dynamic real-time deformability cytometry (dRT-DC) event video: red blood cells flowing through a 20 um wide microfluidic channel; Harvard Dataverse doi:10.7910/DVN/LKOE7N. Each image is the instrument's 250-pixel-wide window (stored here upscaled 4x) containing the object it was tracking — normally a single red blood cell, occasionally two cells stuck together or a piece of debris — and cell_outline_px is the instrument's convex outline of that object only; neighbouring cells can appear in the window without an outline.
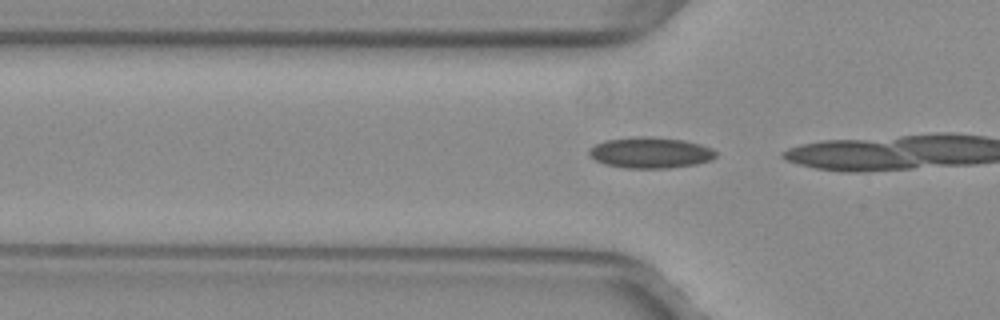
{"species": "common noctule bat (a hibernating species)", "species_latin": "Nyctalus noctula", "temperature_condition": "warm", "stored_images_in_passage": 8, "camera_frame_rate_fps": 3000, "um_per_image_px": 0.085, "animal": {"sex": "female", "body_mass_g": 29.2, "forearm_length_mm": 56.3}, "frame": {"image": 1, "passage_image": 6, "time_ms": 1.667, "image_size_px": [1000, 320], "cell_outline_px": [[716, 156], [712, 160], [696, 164], [668, 168], [624, 168], [604, 164], [596, 160], [588, 152], [596, 144], [604, 140], [640, 136], [652, 136], [684, 140], [700, 144], [712, 148], [716, 152]], "centroid_in_image_um": [55.31, 12.97], "position_along_channel_um": 70.5, "area_um2": 22.89}}